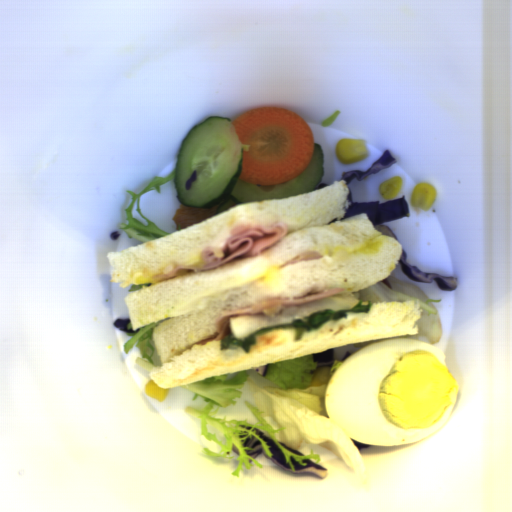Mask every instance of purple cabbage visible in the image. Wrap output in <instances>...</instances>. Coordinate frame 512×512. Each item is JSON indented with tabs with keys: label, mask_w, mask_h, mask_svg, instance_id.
<instances>
[{
	"label": "purple cabbage",
	"mask_w": 512,
	"mask_h": 512,
	"mask_svg": "<svg viewBox=\"0 0 512 512\" xmlns=\"http://www.w3.org/2000/svg\"><path fill=\"white\" fill-rule=\"evenodd\" d=\"M347 197L349 206L343 219H349L355 214H366L376 230L398 240L395 233L384 223L410 217L409 205L404 195L400 199L385 202H354L352 191L348 188Z\"/></svg>",
	"instance_id": "1"
},
{
	"label": "purple cabbage",
	"mask_w": 512,
	"mask_h": 512,
	"mask_svg": "<svg viewBox=\"0 0 512 512\" xmlns=\"http://www.w3.org/2000/svg\"><path fill=\"white\" fill-rule=\"evenodd\" d=\"M255 432L259 435L260 439L266 442L267 446L271 453L272 457L265 453L263 446L257 437H251L245 440L244 444L246 447H250L252 450H245L246 454L251 458H256L259 455H263L266 459H270L272 462L279 465L286 471H289L294 474L300 473H310L315 474L321 479H325L328 477V470L320 466L319 464L313 462L310 459H303L302 462L306 463L305 465H301L300 462L296 461L292 456L290 457V461L294 467V471L291 468L290 463H287L285 454L278 447V445L273 441V439L264 433L259 428H256Z\"/></svg>",
	"instance_id": "2"
},
{
	"label": "purple cabbage",
	"mask_w": 512,
	"mask_h": 512,
	"mask_svg": "<svg viewBox=\"0 0 512 512\" xmlns=\"http://www.w3.org/2000/svg\"><path fill=\"white\" fill-rule=\"evenodd\" d=\"M402 272L407 275L411 280L417 283H430L436 282L439 288L443 291L454 290L457 287L458 277L444 276L434 273L423 272L416 265H411L407 260L406 254L402 249V253L398 260Z\"/></svg>",
	"instance_id": "3"
},
{
	"label": "purple cabbage",
	"mask_w": 512,
	"mask_h": 512,
	"mask_svg": "<svg viewBox=\"0 0 512 512\" xmlns=\"http://www.w3.org/2000/svg\"><path fill=\"white\" fill-rule=\"evenodd\" d=\"M397 160V158L391 155L390 151L385 150L384 153L374 162V164L369 169H367L366 171L355 170L347 172L342 176L341 181H347V186L354 180L362 182L365 178L377 175L383 169H388L389 167L394 165L397 162Z\"/></svg>",
	"instance_id": "4"
},
{
	"label": "purple cabbage",
	"mask_w": 512,
	"mask_h": 512,
	"mask_svg": "<svg viewBox=\"0 0 512 512\" xmlns=\"http://www.w3.org/2000/svg\"><path fill=\"white\" fill-rule=\"evenodd\" d=\"M312 360L316 367L332 365L335 362V347L327 350L312 353Z\"/></svg>",
	"instance_id": "5"
},
{
	"label": "purple cabbage",
	"mask_w": 512,
	"mask_h": 512,
	"mask_svg": "<svg viewBox=\"0 0 512 512\" xmlns=\"http://www.w3.org/2000/svg\"><path fill=\"white\" fill-rule=\"evenodd\" d=\"M131 323L130 319H122L118 318L116 321L113 322V325L115 328L120 330L123 333H131L132 329H128V325Z\"/></svg>",
	"instance_id": "6"
},
{
	"label": "purple cabbage",
	"mask_w": 512,
	"mask_h": 512,
	"mask_svg": "<svg viewBox=\"0 0 512 512\" xmlns=\"http://www.w3.org/2000/svg\"><path fill=\"white\" fill-rule=\"evenodd\" d=\"M197 171L193 170L190 176L185 180L184 187L185 190L191 189L192 183L196 181Z\"/></svg>",
	"instance_id": "7"
},
{
	"label": "purple cabbage",
	"mask_w": 512,
	"mask_h": 512,
	"mask_svg": "<svg viewBox=\"0 0 512 512\" xmlns=\"http://www.w3.org/2000/svg\"><path fill=\"white\" fill-rule=\"evenodd\" d=\"M269 364H265V365L258 366V367H255V368H251V369H252V371L254 373H256L258 376H260L262 378V377H264Z\"/></svg>",
	"instance_id": "8"
},
{
	"label": "purple cabbage",
	"mask_w": 512,
	"mask_h": 512,
	"mask_svg": "<svg viewBox=\"0 0 512 512\" xmlns=\"http://www.w3.org/2000/svg\"><path fill=\"white\" fill-rule=\"evenodd\" d=\"M351 440L355 444V446L357 447L358 450L366 449V448H369L371 446V445H368L366 443L360 442V441L355 440V439H351Z\"/></svg>",
	"instance_id": "9"
},
{
	"label": "purple cabbage",
	"mask_w": 512,
	"mask_h": 512,
	"mask_svg": "<svg viewBox=\"0 0 512 512\" xmlns=\"http://www.w3.org/2000/svg\"><path fill=\"white\" fill-rule=\"evenodd\" d=\"M280 446H282V447H283V448H285L286 450L291 451V452H293V453H295V454H298V455H300V456H301V455H303V454H301L300 452H298V451H295V450L291 449L290 447H288L287 445H285V444H284V443H282V442H281Z\"/></svg>",
	"instance_id": "10"
},
{
	"label": "purple cabbage",
	"mask_w": 512,
	"mask_h": 512,
	"mask_svg": "<svg viewBox=\"0 0 512 512\" xmlns=\"http://www.w3.org/2000/svg\"><path fill=\"white\" fill-rule=\"evenodd\" d=\"M328 186H331V185H327V184H325L324 182H323V183H319V184H318V186H317V188H316V190H319V189H322V188H325V187H328ZM316 190H315V191H316Z\"/></svg>",
	"instance_id": "11"
}]
</instances>
